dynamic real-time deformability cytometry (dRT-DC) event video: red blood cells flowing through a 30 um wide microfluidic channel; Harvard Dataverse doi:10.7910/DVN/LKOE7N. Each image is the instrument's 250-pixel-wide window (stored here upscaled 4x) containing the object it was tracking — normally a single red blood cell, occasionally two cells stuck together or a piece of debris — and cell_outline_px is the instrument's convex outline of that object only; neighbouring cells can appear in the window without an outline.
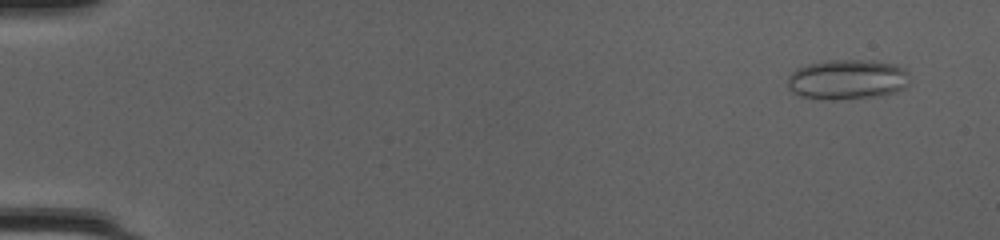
{"species": "common noctule bat (a hibernating species)", "species_latin": "Nyctalus noctula", "temperature_condition": "cold", "stored_images_in_passage": 50, "camera_frame_rate_fps": 3000, "um_per_image_px": 0.085, "animal": {"sex": "female", "body_mass_g": 20.0, "forearm_length_mm": 54.0}, "frame": {"image": 1, "passage_image": 4, "time_ms": 1.0, "image_size_px": [1000, 240], "cell_outline_px": [[908, 84], [904, 88], [896, 92], [884, 96], [836, 100], [824, 100], [800, 96], [792, 92], [788, 88], [788, 76], [796, 68], [808, 64], [828, 60], [872, 60], [896, 64], [904, 68], [908, 72]], "centroid_in_image_um": [72.03, 6.77], "position_along_channel_um": 13.0, "area_um2": 29.02}}
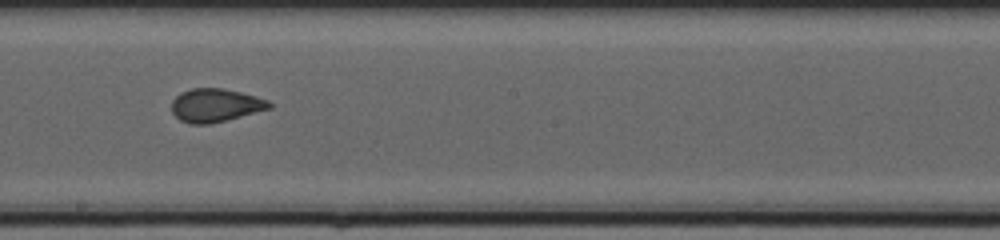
{"frame": {"image": 2, "passage_image": 30, "time_ms": 9.667, "image_size_px": [1000, 240], "cell_outline_px": [[272, 108], [228, 120], [212, 124], [188, 124], [180, 120], [172, 112], [172, 100], [180, 92], [192, 88], [224, 88], [256, 96], [268, 100], [272, 104]], "centroid_in_image_um": [18.32, 8.95], "position_along_channel_um": 229.9, "area_um2": 19.19}}
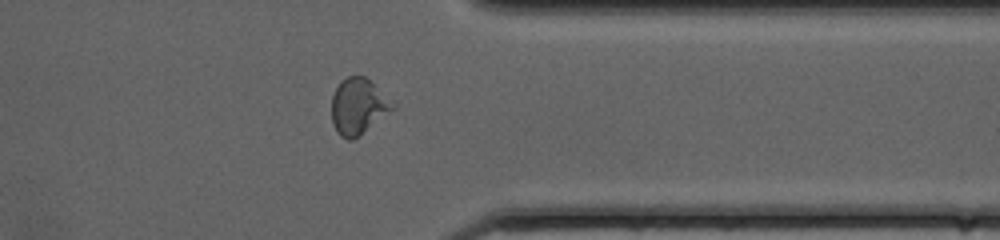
{"frame": {"image": 3, "passage_image": 41, "time_ms": 13.333, "image_size_px": [1000, 240], "cell_outline_px": [[396, 108], [352, 140], [348, 140], [340, 136], [336, 132], [332, 124], [332, 96], [340, 80], [348, 76], [364, 76], [396, 104]], "centroid_in_image_um": [30.44, 9.04], "position_along_channel_um": 381.0, "area_um2": 19.83}, "authors_computed_cell_mechanics": {"area_um2": 20.1722, "velocity_mm_per_s": 4.2179, "shape_relaxation_time_tau1_ms": 2.9756, "shape_relaxation_time_tau2_ms": 0.812, "deformation_change_tau1": 0.1023, "deformation_change_tau2": 0.054}}